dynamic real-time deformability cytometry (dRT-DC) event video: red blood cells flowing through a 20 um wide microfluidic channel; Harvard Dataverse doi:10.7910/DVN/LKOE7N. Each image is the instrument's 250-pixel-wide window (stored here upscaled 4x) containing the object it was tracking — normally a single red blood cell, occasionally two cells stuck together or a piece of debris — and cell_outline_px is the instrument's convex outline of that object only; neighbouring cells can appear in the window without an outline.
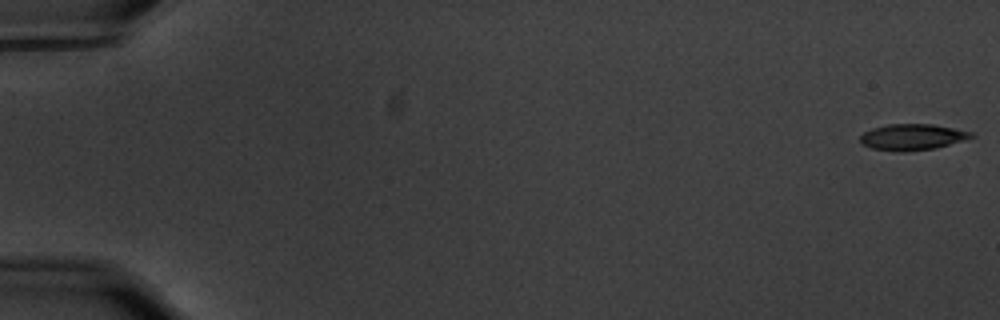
{"species": "common noctule bat (a hibernating species)", "species_latin": "Nyctalus noctula", "temperature_condition": "warm", "stored_images_in_passage": 55, "camera_frame_rate_fps": 3000, "um_per_image_px": 0.085, "animal": {"sex": "male", "body_mass_g": 20.1, "forearm_length_mm": 53.5}, "frame": {"image": 1, "passage_image": 1, "time_ms": 0.0, "image_size_px": [1000, 320], "cell_outline_px": [[976, 136], [936, 148], [904, 152], [896, 152], [872, 148], [864, 144], [860, 140], [860, 136], [864, 132], [872, 128], [888, 124], [932, 124], [972, 132]], "centroid_in_image_um": [77.53, 11.65], "position_along_channel_um": 7.5, "area_um2": 16.82}}
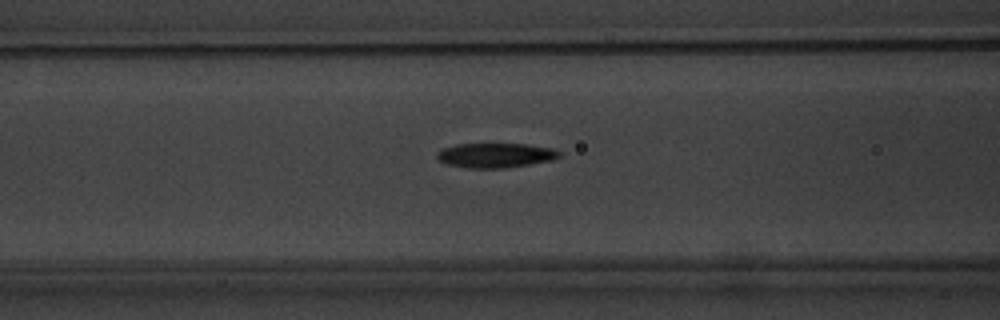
{"frame": {"image": 2, "passage_image": 25, "time_ms": 8.0, "image_size_px": [1000, 320], "cell_outline_px": [[560, 156], [552, 160], [528, 164], [500, 168], [468, 168], [448, 164], [440, 160], [436, 156], [436, 152], [440, 148], [456, 144], [528, 144], [552, 148], [560, 152]], "centroid_in_image_um": [42.08, 13.19], "position_along_channel_um": 124.5, "area_um2": 17.46}}
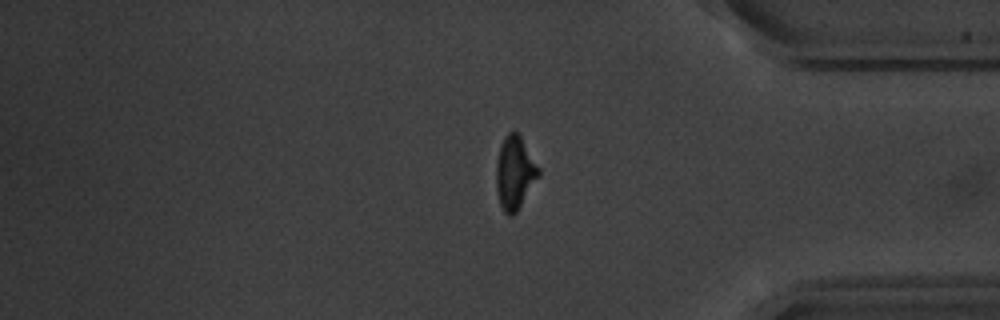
{"frame": {"image": 3, "passage_image": 49, "time_ms": 16.0, "image_size_px": [1000, 320], "cell_outline_px": [[540, 176], [516, 212], [512, 216], [508, 216], [504, 212], [500, 204], [496, 192], [496, 160], [504, 136], [508, 132], [516, 132], [520, 136], [540, 168]], "centroid_in_image_um": [43.75, 14.7], "position_along_channel_um": 391.4, "area_um2": 18.09}}